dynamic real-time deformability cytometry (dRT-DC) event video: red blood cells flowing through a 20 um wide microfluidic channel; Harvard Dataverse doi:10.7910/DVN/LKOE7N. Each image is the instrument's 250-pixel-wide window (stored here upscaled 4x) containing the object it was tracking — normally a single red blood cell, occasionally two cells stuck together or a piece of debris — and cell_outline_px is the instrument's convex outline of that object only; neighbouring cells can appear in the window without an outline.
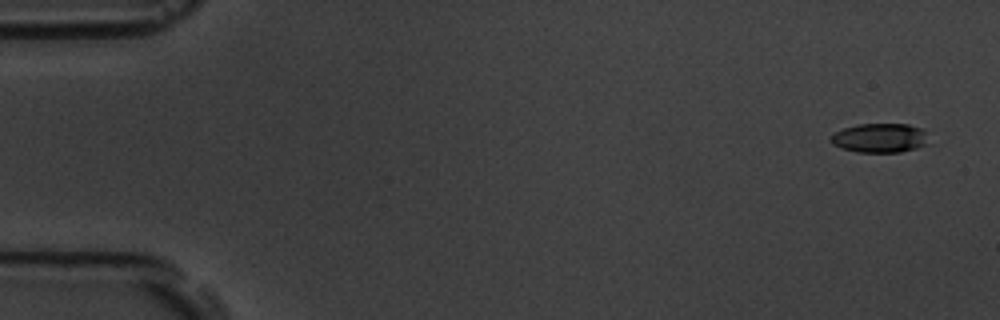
{"species": "common noctule bat (a hibernating species)", "species_latin": "Nyctalus noctula", "temperature_condition": "room temperature", "stored_images_in_passage": 5, "camera_frame_rate_fps": 3000, "um_per_image_px": 0.085, "animal": {"sex": "male", "body_mass_g": 19.5, "forearm_length_mm": 54.6}, "frame": {"image": 1, "passage_image": 1, "time_ms": 0.0, "image_size_px": [1000, 320], "cell_outline_px": [[928, 144], [916, 148], [900, 152], [856, 152], [840, 148], [832, 144], [828, 140], [836, 132], [844, 128], [856, 124], [908, 124], [920, 128], [924, 132]], "centroid_in_image_um": [74.74, 11.73], "position_along_channel_um": 10.3, "area_um2": 16.65}}
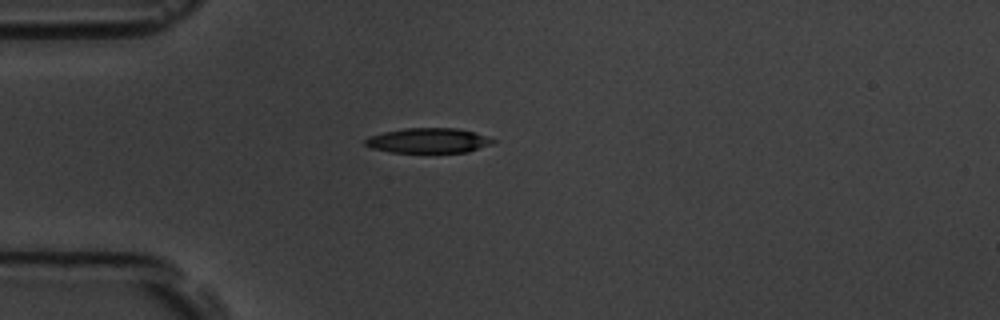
{"frame": {"image": 2, "passage_image": 4, "time_ms": 4.333, "image_size_px": [1000, 320], "cell_outline_px": [[496, 140], [492, 144], [468, 152], [388, 152], [372, 148], [364, 144], [364, 140], [368, 136], [384, 132], [404, 128], [456, 128], [476, 132], [488, 136]], "centroid_in_image_um": [36.42, 11.94], "position_along_channel_um": 48.6, "area_um2": 18.67}}